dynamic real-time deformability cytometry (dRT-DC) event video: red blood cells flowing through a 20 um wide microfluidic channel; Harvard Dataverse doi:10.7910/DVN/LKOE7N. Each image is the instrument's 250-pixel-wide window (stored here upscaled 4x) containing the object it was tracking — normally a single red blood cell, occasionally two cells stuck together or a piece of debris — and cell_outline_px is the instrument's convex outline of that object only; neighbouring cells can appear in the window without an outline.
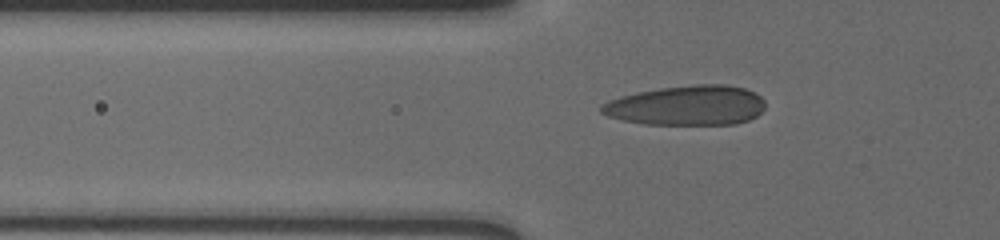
{"species": "human", "species_latin": "Homo sapiens", "temperature_condition": "cold", "stored_images_in_passage": 46, "camera_frame_rate_fps": 3000, "um_per_image_px": 0.085, "donor": {"sex": "male"}, "frame": {"image": 1, "passage_image": 10, "time_ms": 3.0, "image_size_px": [1000, 240], "cell_outline_px": [[764, 108], [756, 116], [748, 120], [736, 124], [644, 124], [624, 120], [608, 116], [600, 112], [600, 104], [624, 96], [640, 92], [660, 88], [696, 84], [724, 84], [744, 88], [756, 92], [764, 100]], "centroid_in_image_um": [58.42, 8.96], "position_along_channel_um": 67.4, "area_um2": 37.8}}
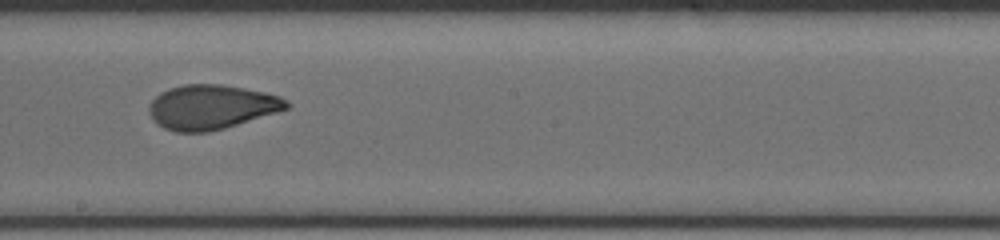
{"frame": {"image": 2, "passage_image": 24, "time_ms": 7.667, "image_size_px": [1000, 240], "cell_outline_px": [[292, 104], [288, 108], [276, 112], [224, 128], [208, 132], [176, 132], [164, 128], [156, 124], [152, 120], [148, 112], [148, 104], [160, 92], [168, 88], [184, 84], [220, 84], [244, 88], [264, 92], [280, 96], [288, 100]], "centroid_in_image_um": [17.93, 9.09], "position_along_channel_um": 230.3, "area_um2": 35.78}}
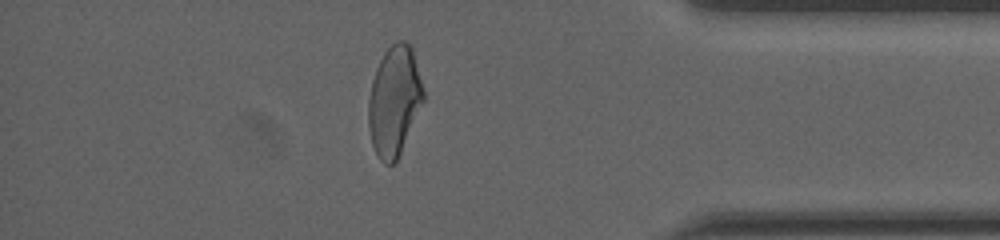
{"frame": {"image": 3, "passage_image": 40, "time_ms": 13.0, "image_size_px": [1000, 240], "cell_outline_px": [[424, 100], [400, 152], [396, 160], [392, 164], [384, 164], [380, 160], [372, 144], [368, 124], [368, 100], [372, 80], [376, 68], [384, 52], [396, 40], [404, 40], [412, 48], [424, 92]], "centroid_in_image_um": [33.5, 8.56], "position_along_channel_um": 401.7, "area_um2": 34.74}}